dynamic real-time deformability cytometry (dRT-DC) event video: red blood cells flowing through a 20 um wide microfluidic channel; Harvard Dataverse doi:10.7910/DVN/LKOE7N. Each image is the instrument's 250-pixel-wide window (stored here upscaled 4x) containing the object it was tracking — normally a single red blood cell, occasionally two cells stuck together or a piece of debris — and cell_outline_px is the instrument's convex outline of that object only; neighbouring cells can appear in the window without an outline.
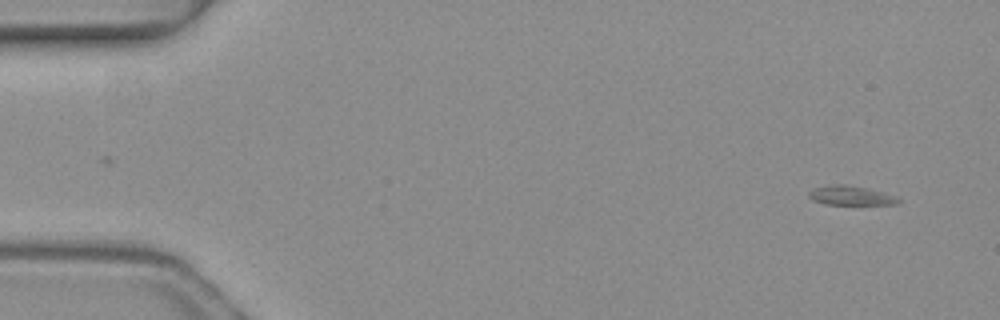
{"species": "common noctule bat (a hibernating species)", "species_latin": "Nyctalus noctula", "temperature_condition": "warm", "stored_images_in_passage": 4, "segment_of_instrument_passage": [1, 2], "camera_frame_rate_fps": 3000, "um_per_image_px": 0.085, "animal": {"sex": "female", "body_mass_g": 19.3, "forearm_length_mm": 54.1}, "frame": {"image": 1, "passage_image": 1, "time_ms": 0.0, "image_size_px": [1000, 320], "cell_outline_px": [[900, 204], [824, 204], [812, 200], [808, 196], [808, 192], [812, 188], [836, 184], [844, 184], [868, 188], [900, 196]], "centroid_in_image_um": [72.35, 16.61], "position_along_channel_um": 12.6, "area_um2": 10.23}}